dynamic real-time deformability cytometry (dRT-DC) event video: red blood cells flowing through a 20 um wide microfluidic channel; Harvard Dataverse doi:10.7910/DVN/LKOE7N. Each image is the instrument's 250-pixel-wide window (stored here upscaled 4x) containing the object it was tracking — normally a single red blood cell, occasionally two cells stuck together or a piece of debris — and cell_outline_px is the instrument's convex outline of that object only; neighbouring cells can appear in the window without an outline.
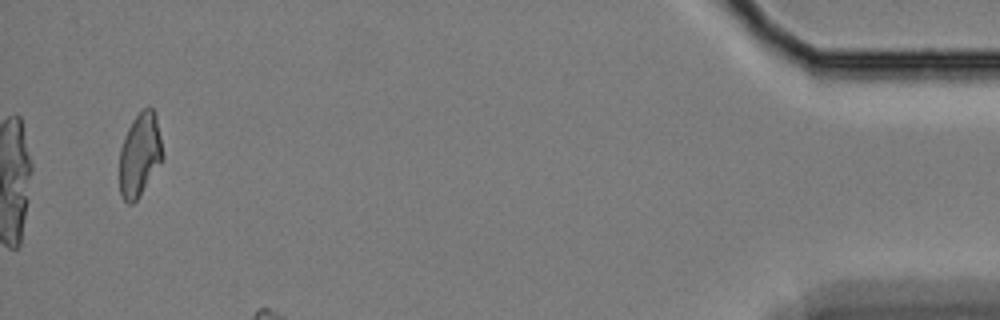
{"species": "Egyptian fruit bat (a non-hibernating species)", "species_latin": "Rousettus aegyptiacus", "temperature_condition": "cold", "stored_images_in_passage": 44, "camera_frame_rate_fps": 3000, "um_per_image_px": 0.085, "animal": {"sex": "female"}, "frame": {"image": 1, "passage_image": 44, "time_ms": 14.333, "image_size_px": [1000, 320], "cell_outline_px": [[164, 156], [136, 200], [132, 204], [128, 204], [120, 196], [120, 148], [128, 128], [132, 120], [148, 104], [156, 112]], "centroid_in_image_um": [11.88, 13.1], "position_along_channel_um": 423.3, "area_um2": 20.81}}